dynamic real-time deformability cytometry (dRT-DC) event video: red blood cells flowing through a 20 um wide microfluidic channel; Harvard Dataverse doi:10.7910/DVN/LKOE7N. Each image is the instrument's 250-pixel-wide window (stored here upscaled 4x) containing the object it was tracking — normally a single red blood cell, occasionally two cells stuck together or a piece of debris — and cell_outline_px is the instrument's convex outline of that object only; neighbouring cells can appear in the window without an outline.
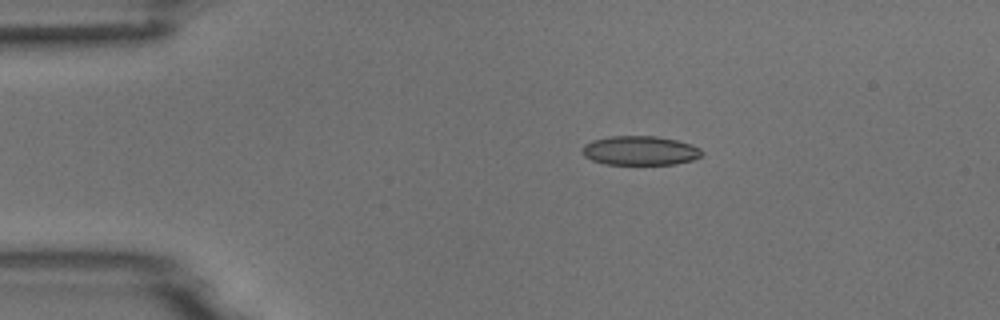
{"species": "common noctule bat (a hibernating species)", "species_latin": "Nyctalus noctula", "temperature_condition": "room temperature", "stored_images_in_passage": 5, "camera_frame_rate_fps": 3000, "um_per_image_px": 0.085, "animal": {"sex": "male", "body_mass_g": 18.8}, "frame": {"image": 1, "passage_image": 3, "time_ms": 2.333, "image_size_px": [1000, 320], "cell_outline_px": [[704, 152], [700, 156], [692, 160], [676, 164], [604, 164], [592, 160], [584, 156], [580, 148], [584, 144], [592, 140], [612, 136], [656, 136], [676, 140], [692, 144], [700, 148]], "centroid_in_image_um": [54.39, 12.8], "position_along_channel_um": 30.6, "area_um2": 20.46}}